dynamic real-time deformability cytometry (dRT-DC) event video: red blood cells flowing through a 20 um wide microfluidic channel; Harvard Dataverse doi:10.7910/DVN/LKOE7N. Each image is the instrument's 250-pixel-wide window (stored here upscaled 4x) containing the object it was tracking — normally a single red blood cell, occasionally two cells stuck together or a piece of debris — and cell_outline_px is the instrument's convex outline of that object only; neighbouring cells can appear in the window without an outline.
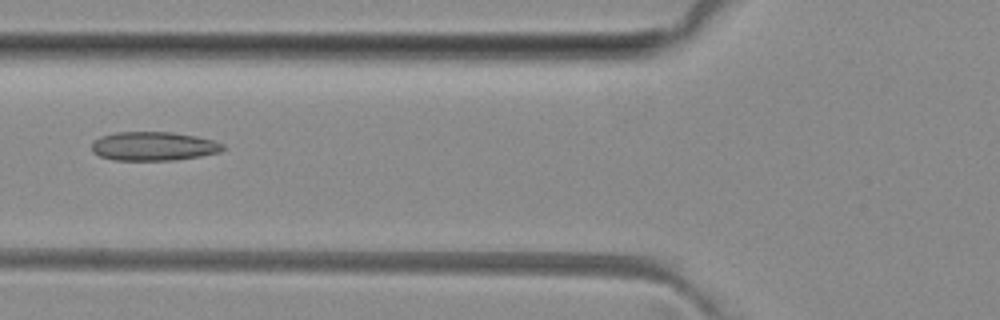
{"species": "common noctule bat (a hibernating species)", "species_latin": "Nyctalus noctula", "temperature_condition": "room temperature", "stored_images_in_passage": 5, "camera_frame_rate_fps": 3000, "um_per_image_px": 0.085, "animal": {"sex": "female", "body_mass_g": 29.2, "forearm_length_mm": 56.3}, "frame": {"image": 1, "passage_image": 4, "time_ms": 3.333, "image_size_px": [1000, 320], "cell_outline_px": [[224, 148], [220, 152], [200, 156], [176, 160], [112, 160], [100, 156], [92, 152], [92, 140], [100, 136], [116, 132], [172, 132], [196, 136], [212, 140], [224, 144]], "centroid_in_image_um": [13.02, 12.43], "position_along_channel_um": 112.8, "area_um2": 22.2}}
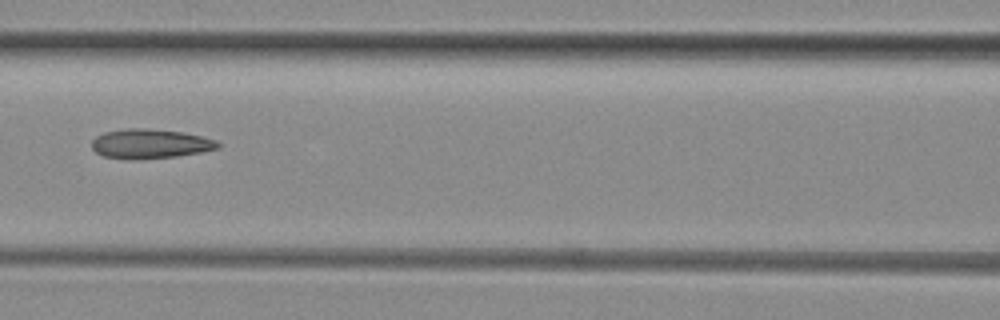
{"frame": {"image": 2, "passage_image": 5, "time_ms": 4.333, "image_size_px": [1000, 320], "cell_outline_px": [[220, 148], [200, 152], [176, 156], [132, 160], [128, 160], [104, 156], [96, 152], [92, 148], [92, 140], [96, 136], [104, 132], [128, 128], [148, 128], [184, 132], [216, 140], [220, 144]], "centroid_in_image_um": [12.75, 12.22], "position_along_channel_um": 153.9, "area_um2": 21.73}}